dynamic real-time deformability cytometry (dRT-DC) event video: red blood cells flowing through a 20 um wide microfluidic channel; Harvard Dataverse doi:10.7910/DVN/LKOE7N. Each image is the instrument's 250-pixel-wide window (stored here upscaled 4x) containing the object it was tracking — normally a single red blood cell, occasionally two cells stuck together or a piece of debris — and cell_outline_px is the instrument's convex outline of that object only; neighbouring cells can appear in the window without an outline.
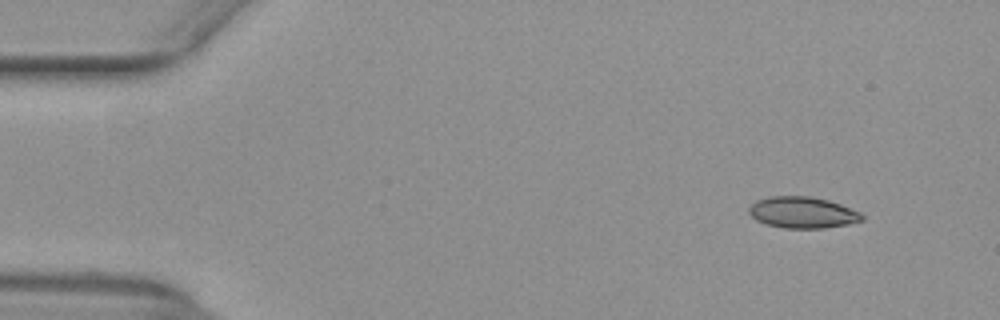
{"species": "common noctule bat (a hibernating species)", "species_latin": "Nyctalus noctula", "temperature_condition": "warm", "stored_images_in_passage": 48, "camera_frame_rate_fps": 3000, "um_per_image_px": 0.085, "animal": {"sex": "female", "body_mass_g": 29.2, "forearm_length_mm": 56.3}, "frame": {"image": 1, "passage_image": 1, "time_ms": 0.0, "image_size_px": [1000, 320], "cell_outline_px": [[864, 220], [848, 224], [824, 228], [784, 228], [764, 224], [756, 220], [748, 212], [748, 208], [756, 200], [768, 196], [808, 196], [828, 200], [840, 204], [860, 212], [864, 216]], "centroid_in_image_um": [68.2, 18.06], "position_along_channel_um": 16.8, "area_um2": 20.75}}
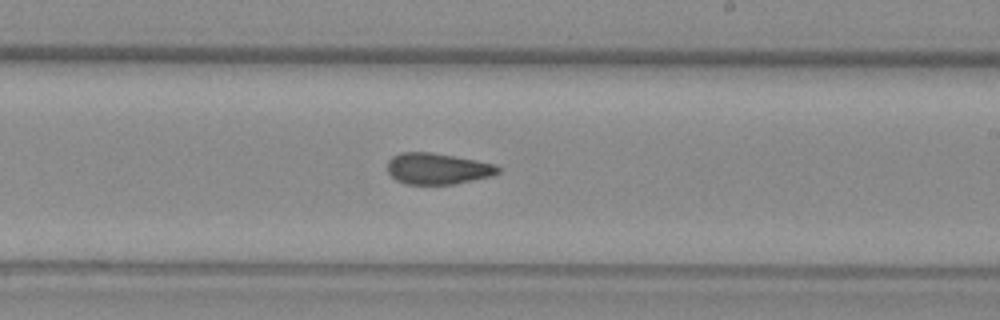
{"frame": {"image": 2, "passage_image": 27, "time_ms": 8.667, "image_size_px": [1000, 320], "cell_outline_px": [[500, 172], [492, 176], [452, 184], [404, 184], [396, 180], [388, 172], [388, 160], [392, 156], [400, 152], [432, 152], [476, 160], [496, 164], [500, 168]], "centroid_in_image_um": [37.19, 14.33], "position_along_channel_um": 251.8, "area_um2": 20.17}}
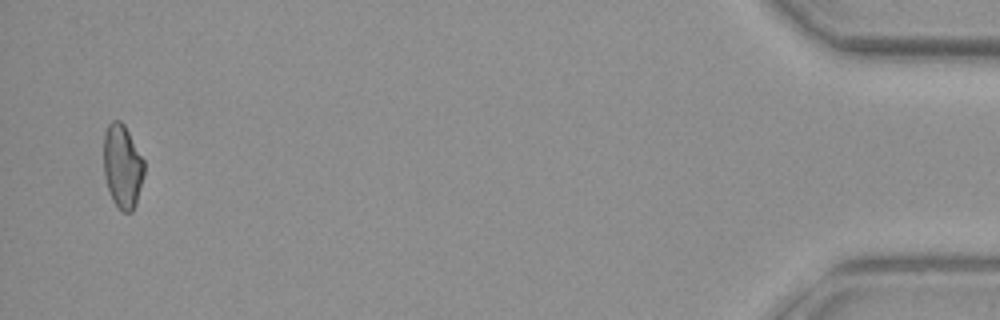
{"frame": {"image": 3, "passage_image": 47, "time_ms": 15.333, "image_size_px": [1000, 320], "cell_outline_px": [[144, 176], [136, 204], [132, 212], [120, 212], [112, 200], [104, 176], [104, 132], [108, 124], [112, 120], [120, 120], [124, 124], [144, 160]], "centroid_in_image_um": [10.41, 14.15], "position_along_channel_um": 424.8, "area_um2": 19.94}, "authors_computed_cell_mechanics": {"area_um2": 20.6346, "velocity_mm_per_s": 3.9552, "shape_relaxation_time_tau1_ms": null, "shape_relaxation_time_tau2_ms": 2.9682, "deformation_change_tau1": null, "deformation_change_tau2": 0.0907}}